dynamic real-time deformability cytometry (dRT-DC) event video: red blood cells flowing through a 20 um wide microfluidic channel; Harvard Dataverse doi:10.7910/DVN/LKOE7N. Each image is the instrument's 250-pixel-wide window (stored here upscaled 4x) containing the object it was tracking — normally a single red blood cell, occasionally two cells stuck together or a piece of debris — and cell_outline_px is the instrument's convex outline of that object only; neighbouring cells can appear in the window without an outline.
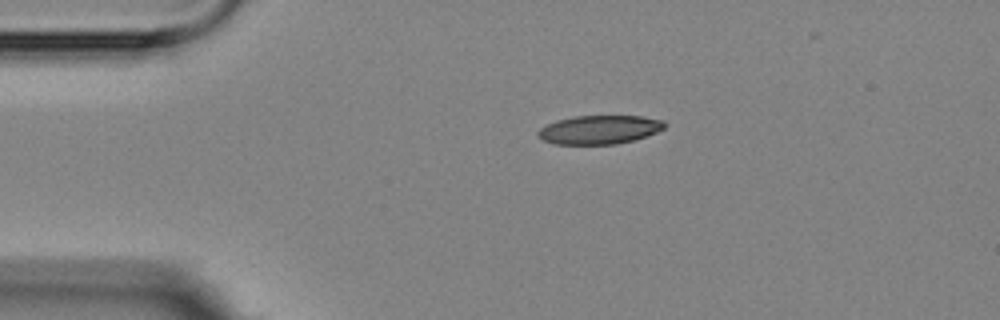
{"species": "Egyptian fruit bat (a non-hibernating species)", "species_latin": "Rousettus aegyptiacus", "temperature_condition": "room temperature", "stored_images_in_passage": 13, "camera_frame_rate_fps": 3000, "um_per_image_px": 0.085, "animal": {"sex": "female"}, "frame": {"image": 1, "passage_image": 1, "time_ms": 0.0, "image_size_px": [1000, 320], "cell_outline_px": [[668, 124], [664, 128], [656, 132], [632, 140], [616, 144], [556, 144], [544, 140], [536, 136], [536, 132], [540, 128], [556, 120], [572, 116], [644, 116], [664, 120]], "centroid_in_image_um": [50.94, 11.01], "position_along_channel_um": 34.1, "area_um2": 21.21}}
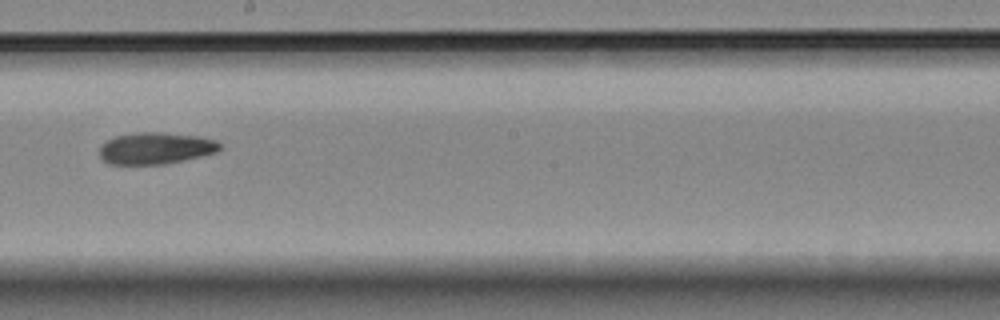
{"frame": {"image": 2, "passage_image": 6, "time_ms": 6.667, "image_size_px": [1000, 320], "cell_outline_px": [[220, 148], [216, 152], [184, 160], [164, 164], [108, 164], [100, 160], [100, 144], [116, 136], [140, 132], [160, 132], [200, 136], [216, 140], [220, 144]], "centroid_in_image_um": [13.2, 12.6], "position_along_channel_um": 235.0, "area_um2": 22.25}}
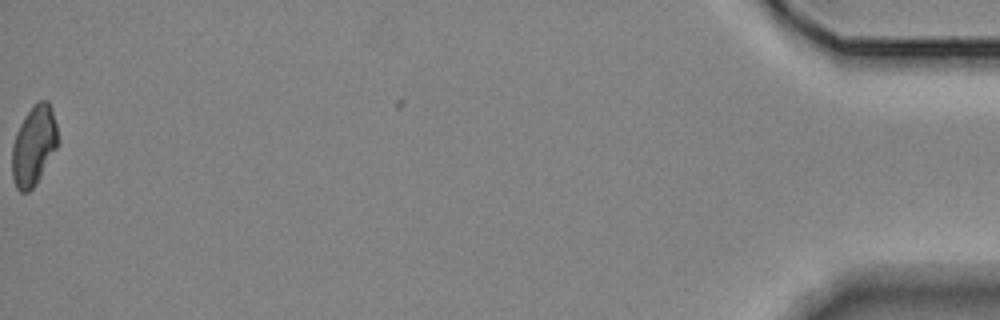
{"frame": {"image": 3, "passage_image": 13, "time_ms": 15.0, "image_size_px": [1000, 320], "cell_outline_px": [[60, 140], [56, 148], [36, 184], [28, 192], [20, 192], [16, 188], [12, 176], [12, 144], [20, 124], [28, 112], [40, 100], [48, 100], [52, 108]], "centroid_in_image_um": [2.88, 12.39], "position_along_channel_um": 432.3, "area_um2": 21.15}}